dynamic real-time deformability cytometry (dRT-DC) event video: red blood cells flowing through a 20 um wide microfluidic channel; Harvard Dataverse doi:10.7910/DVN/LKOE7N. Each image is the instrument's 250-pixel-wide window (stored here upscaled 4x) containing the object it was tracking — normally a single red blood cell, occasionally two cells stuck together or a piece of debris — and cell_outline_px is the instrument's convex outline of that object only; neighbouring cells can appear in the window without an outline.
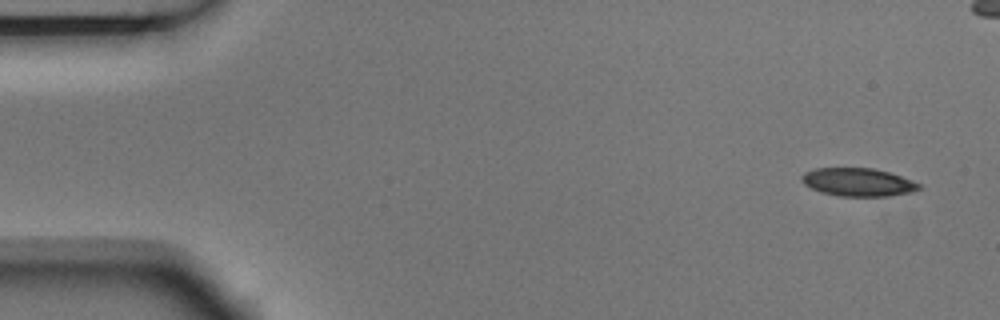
{"species": "Egyptian fruit bat (a non-hibernating species)", "species_latin": "Rousettus aegyptiacus", "temperature_condition": "room temperature", "stored_images_in_passage": 4, "camera_frame_rate_fps": 3000, "um_per_image_px": 0.085, "animal": {"sex": "male"}, "frame": {"image": 1, "passage_image": 1, "time_ms": 0.0, "image_size_px": [1000, 320], "cell_outline_px": [[924, 188], [912, 192], [888, 196], [840, 196], [820, 192], [804, 184], [800, 180], [800, 176], [804, 172], [816, 168], [872, 168], [888, 172], [912, 180], [920, 184]], "centroid_in_image_um": [72.93, 15.48], "position_along_channel_um": 12.1, "area_um2": 19.31}}